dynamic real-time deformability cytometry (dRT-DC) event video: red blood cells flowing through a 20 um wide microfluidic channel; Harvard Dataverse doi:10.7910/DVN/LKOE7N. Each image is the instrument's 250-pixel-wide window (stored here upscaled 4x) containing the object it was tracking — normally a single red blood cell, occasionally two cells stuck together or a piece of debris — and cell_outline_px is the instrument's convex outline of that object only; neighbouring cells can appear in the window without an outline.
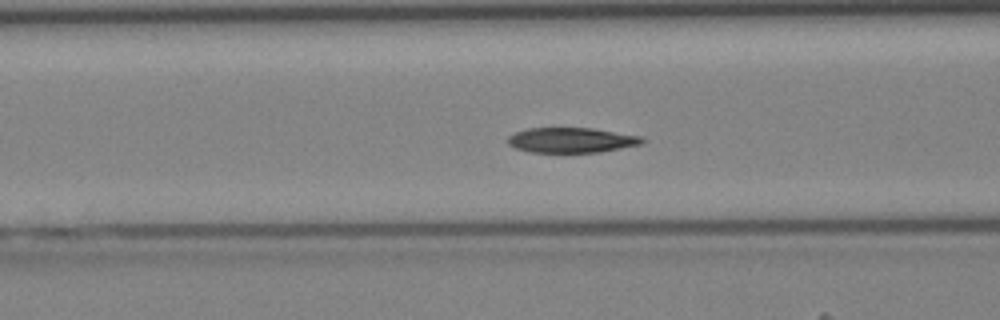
{"species": "Egyptian fruit bat (a non-hibernating species)", "species_latin": "Rousettus aegyptiacus", "temperature_condition": "cold", "stored_images_in_passage": 34, "camera_frame_rate_fps": 3000, "um_per_image_px": 0.085, "animal": {"sex": "female"}, "frame": {"image": 1, "passage_image": 8, "time_ms": 2.333, "image_size_px": [1000, 320], "cell_outline_px": [[644, 144], [600, 152], [532, 152], [516, 148], [508, 144], [508, 136], [516, 132], [528, 128], [592, 128], [644, 136]], "centroid_in_image_um": [48.63, 11.91], "position_along_channel_um": 118.0, "area_um2": 19.71}}
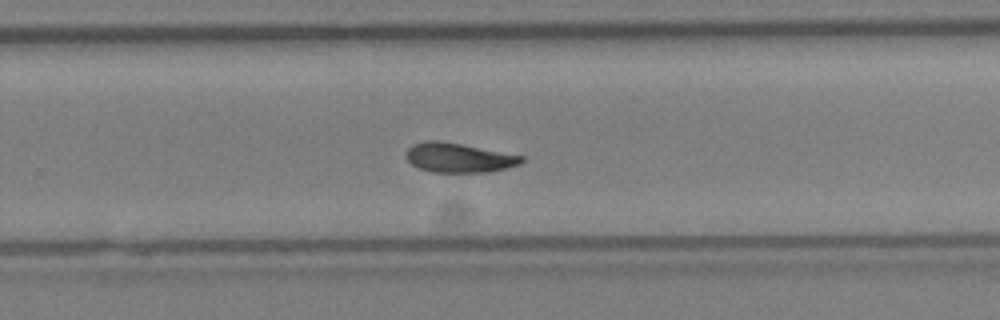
{"frame": {"image": 2, "passage_image": 19, "time_ms": 6.0, "image_size_px": [1000, 320], "cell_outline_px": [[524, 160], [520, 164], [508, 168], [488, 172], [432, 172], [420, 168], [412, 164], [404, 156], [408, 148], [412, 144], [428, 140], [440, 140], [524, 156]], "centroid_in_image_um": [38.99, 13.4], "position_along_channel_um": 290.8, "area_um2": 19.83}}
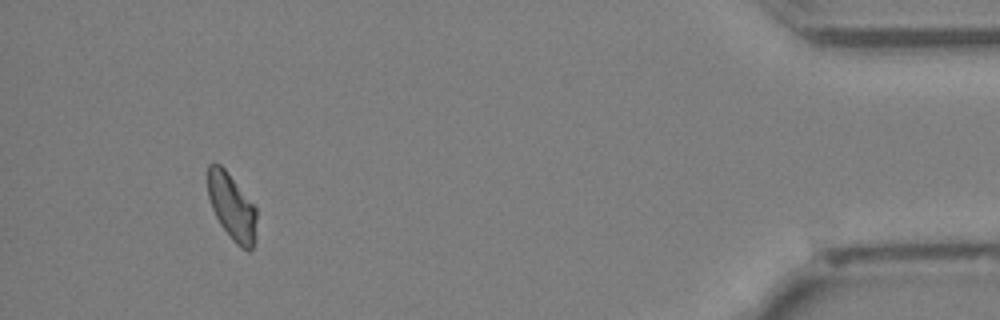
{"frame": {"image": 3, "passage_image": 31, "time_ms": 10.0, "image_size_px": [1000, 320], "cell_outline_px": [[256, 240], [252, 248], [248, 252], [240, 248], [232, 240], [220, 224], [212, 208], [208, 196], [208, 164], [220, 164], [224, 168], [256, 208]], "centroid_in_image_um": [19.72, 17.64], "position_along_channel_um": 415.5, "area_um2": 18.79}}